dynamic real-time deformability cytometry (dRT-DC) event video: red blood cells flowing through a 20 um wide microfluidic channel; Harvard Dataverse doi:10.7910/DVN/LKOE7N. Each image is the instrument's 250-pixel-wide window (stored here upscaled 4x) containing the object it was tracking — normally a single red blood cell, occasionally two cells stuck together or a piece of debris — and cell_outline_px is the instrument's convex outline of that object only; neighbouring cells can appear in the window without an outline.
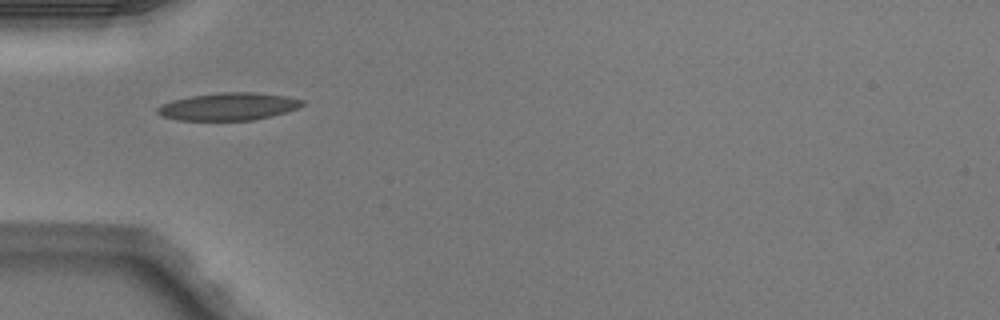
{"species": "Egyptian fruit bat (a non-hibernating species)", "species_latin": "Rousettus aegyptiacus", "temperature_condition": "warm", "stored_images_in_passage": 3, "camera_frame_rate_fps": 3000, "um_per_image_px": 0.085, "animal": {"sex": "male"}, "frame": {"image": 1, "passage_image": 1, "time_ms": 0.0, "image_size_px": [1000, 320], "cell_outline_px": [[304, 104], [296, 108], [272, 116], [252, 120], [176, 120], [160, 116], [156, 112], [156, 108], [160, 104], [172, 100], [188, 96], [224, 92], [256, 92], [284, 96], [304, 100]], "centroid_in_image_um": [19.35, 9.05], "position_along_channel_um": 65.7, "area_um2": 23.29}}
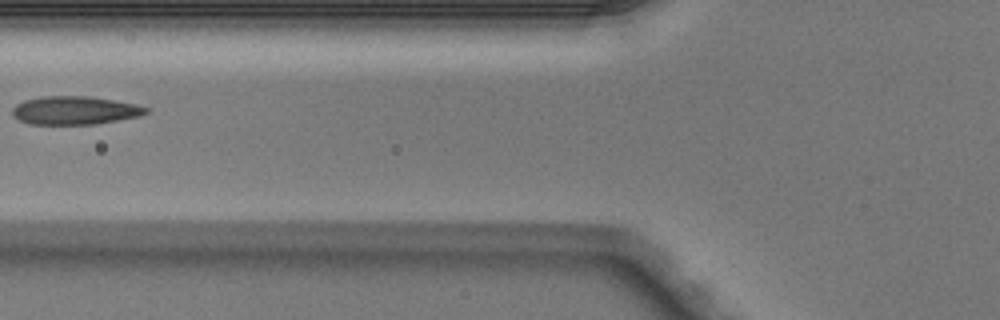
{"frame": {"image": 2, "passage_image": 2, "time_ms": 0.333, "image_size_px": [1000, 320], "cell_outline_px": [[148, 112], [140, 116], [96, 124], [28, 124], [12, 116], [12, 108], [16, 104], [24, 100], [44, 96], [88, 96], [136, 104], [148, 108]], "centroid_in_image_um": [6.33, 9.38], "position_along_channel_um": 119.5, "area_um2": 22.02}}